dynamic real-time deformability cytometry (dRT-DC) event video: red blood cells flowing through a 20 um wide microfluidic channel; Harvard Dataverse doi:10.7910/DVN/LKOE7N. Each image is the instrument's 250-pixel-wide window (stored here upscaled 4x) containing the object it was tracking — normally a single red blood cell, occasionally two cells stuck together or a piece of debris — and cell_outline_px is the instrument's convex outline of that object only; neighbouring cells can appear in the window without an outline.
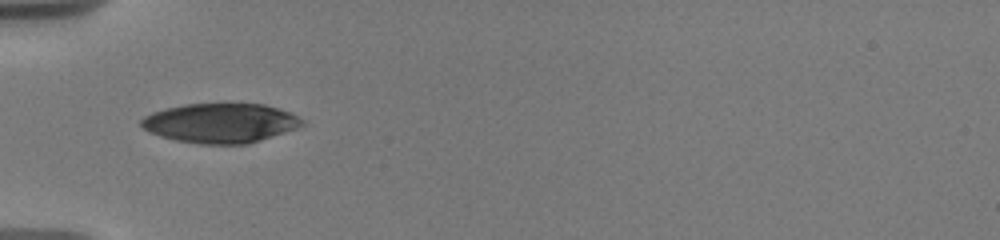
{"species": "human", "species_latin": "Homo sapiens", "temperature_condition": "warm", "stored_images_in_passage": 36, "camera_frame_rate_fps": 3000, "um_per_image_px": 0.085, "donor": {"sex": "male"}, "frame": {"image": 1, "passage_image": 1, "time_ms": 0.0, "image_size_px": [1000, 240], "cell_outline_px": [[304, 124], [296, 128], [248, 144], [200, 144], [176, 140], [160, 136], [148, 132], [140, 124], [140, 120], [144, 116], [152, 112], [164, 108], [184, 104], [264, 104], [280, 108], [292, 112], [304, 120]], "centroid_in_image_um": [18.73, 10.45], "position_along_channel_um": 66.3, "area_um2": 37.17}}
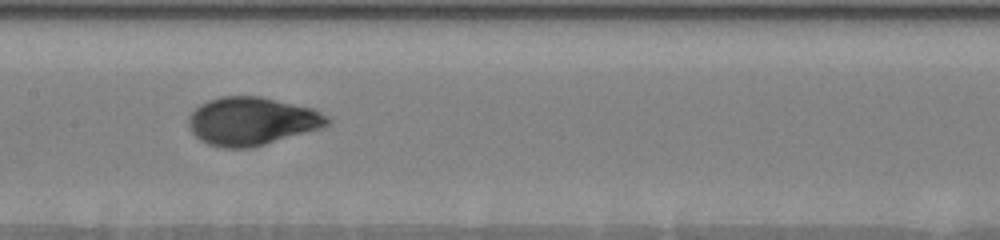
{"frame": {"image": 2, "passage_image": 15, "time_ms": 3.333, "image_size_px": [1000, 240], "cell_outline_px": [[332, 120], [328, 124], [320, 128], [252, 148], [224, 148], [208, 144], [200, 140], [192, 132], [188, 124], [188, 116], [200, 104], [208, 100], [220, 96], [260, 96], [312, 108], [328, 116]], "centroid_in_image_um": [21.38, 10.3], "position_along_channel_um": 186.0, "area_um2": 38.84}}
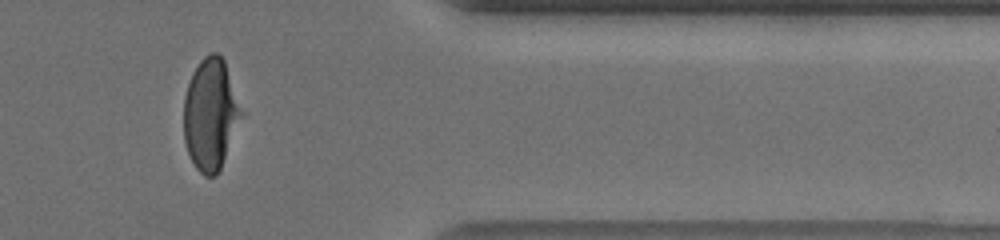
{"frame": {"image": 3, "passage_image": 31, "time_ms": 9.333, "image_size_px": [1000, 240], "cell_outline_px": [[244, 112], [220, 168], [216, 176], [204, 176], [196, 168], [188, 152], [184, 140], [184, 96], [192, 72], [200, 60], [208, 52], [216, 52], [224, 60]], "centroid_in_image_um": [17.9, 9.68], "position_along_channel_um": 393.5, "area_um2": 37.34}, "authors_computed_cell_mechanics": {"area_um2": 38.5237, "velocity_mm_per_s": 3.6871, "shape_relaxation_time_tau1_ms": 4.6478, "shape_relaxation_time_tau2_ms": null, "deformation_change_tau1": 0.2053, "deformation_change_tau2": null}}